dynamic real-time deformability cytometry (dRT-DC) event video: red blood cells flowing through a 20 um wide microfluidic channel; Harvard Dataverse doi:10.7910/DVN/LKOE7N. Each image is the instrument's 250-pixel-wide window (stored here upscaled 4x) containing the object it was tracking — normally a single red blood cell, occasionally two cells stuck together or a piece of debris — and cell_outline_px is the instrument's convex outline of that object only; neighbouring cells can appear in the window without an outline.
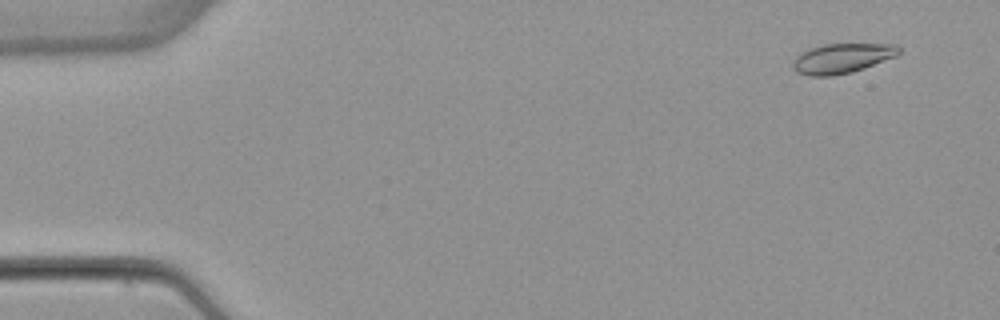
{"species": "common noctule bat (a hibernating species)", "species_latin": "Nyctalus noctula", "temperature_condition": "warm", "stored_images_in_passage": 53, "camera_frame_rate_fps": 3000, "um_per_image_px": 0.085, "animal": {"sex": "female", "body_mass_g": 22.7, "forearm_length_mm": 54.2}, "frame": {"image": 1, "passage_image": 4, "time_ms": 1.0, "image_size_px": [1000, 320], "cell_outline_px": [[900, 52], [896, 56], [864, 68], [852, 72], [832, 76], [808, 76], [796, 72], [792, 68], [792, 64], [796, 56], [812, 48], [824, 44], [896, 44], [900, 48]], "centroid_in_image_um": [71.57, 4.97], "position_along_channel_um": 13.4, "area_um2": 18.32}}
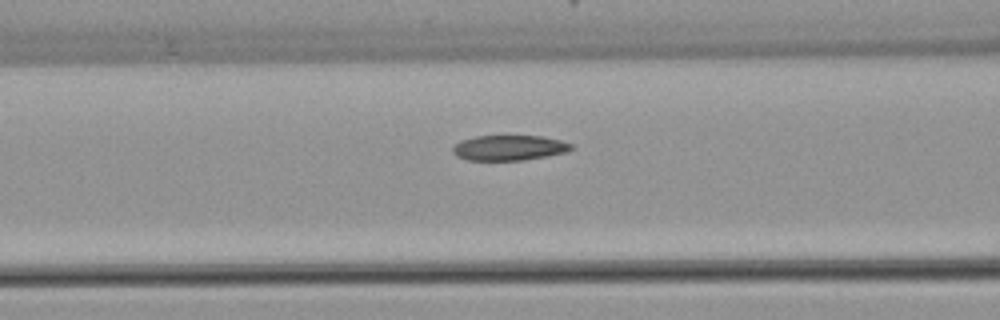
{"frame": {"image": 2, "passage_image": 22, "time_ms": 7.0, "image_size_px": [1000, 320], "cell_outline_px": [[576, 148], [568, 152], [548, 156], [524, 160], [468, 160], [456, 156], [452, 152], [452, 148], [460, 140], [476, 136], [544, 136], [560, 140], [572, 144]], "centroid_in_image_um": [43.31, 12.56], "position_along_channel_um": 123.3, "area_um2": 17.63}}
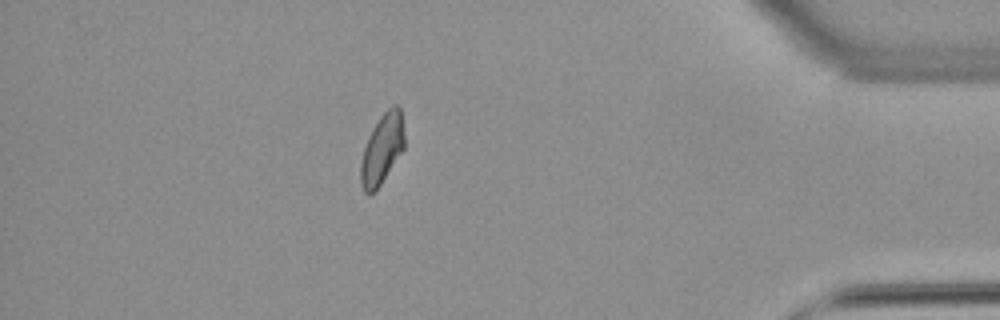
{"frame": {"image": 3, "passage_image": 47, "time_ms": 15.333, "image_size_px": [1000, 320], "cell_outline_px": [[404, 148], [380, 184], [372, 192], [364, 192], [360, 184], [360, 164], [364, 148], [368, 136], [380, 116], [392, 104], [396, 104], [400, 108], [404, 136]], "centroid_in_image_um": [32.46, 12.63], "position_along_channel_um": 402.7, "area_um2": 17.51}, "authors_computed_cell_mechanics": {"area_um2": 18.3226, "velocity_mm_per_s": 3.8745, "shape_relaxation_time_tau1_ms": 8.8084, "shape_relaxation_time_tau2_ms": 2.2582, "deformation_change_tau1": 0.1962, "deformation_change_tau2": 0.0683}}